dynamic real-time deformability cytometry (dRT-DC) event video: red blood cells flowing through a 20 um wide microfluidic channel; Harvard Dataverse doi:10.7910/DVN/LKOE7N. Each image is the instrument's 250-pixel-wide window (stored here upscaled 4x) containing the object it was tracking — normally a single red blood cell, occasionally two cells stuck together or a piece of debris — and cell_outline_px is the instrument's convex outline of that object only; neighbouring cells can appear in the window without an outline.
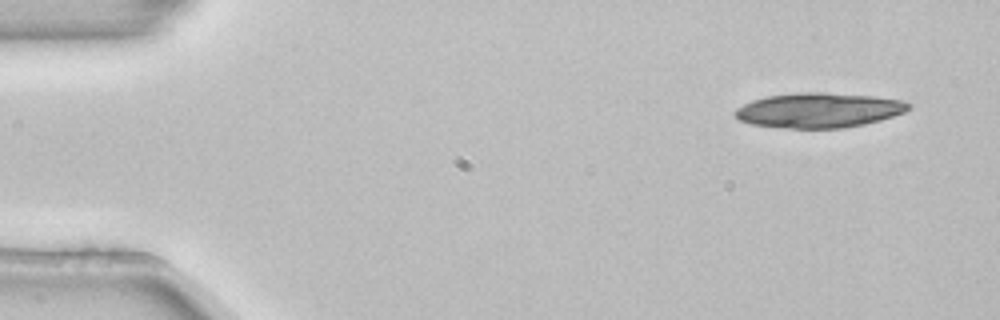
{"species": "common noctule bat (a hibernating species)", "species_latin": "Nyctalus noctula", "temperature_condition": "room temperature", "stored_images_in_passage": 5, "camera_frame_rate_fps": 3000, "um_per_image_px": 0.085, "animal": {"sex": "female", "body_mass_g": 22.7, "forearm_length_mm": 54.2}, "frame": {"image": 1, "passage_image": 1, "time_ms": 0.0, "image_size_px": [1000, 320], "cell_outline_px": [[912, 108], [904, 112], [880, 120], [864, 124], [844, 128], [788, 128], [752, 124], [740, 120], [732, 112], [736, 108], [752, 100], [768, 96], [804, 92], [824, 92], [876, 96], [904, 100], [912, 104]], "centroid_in_image_um": [69.64, 9.36], "position_along_channel_um": 15.4, "area_um2": 35.32}}